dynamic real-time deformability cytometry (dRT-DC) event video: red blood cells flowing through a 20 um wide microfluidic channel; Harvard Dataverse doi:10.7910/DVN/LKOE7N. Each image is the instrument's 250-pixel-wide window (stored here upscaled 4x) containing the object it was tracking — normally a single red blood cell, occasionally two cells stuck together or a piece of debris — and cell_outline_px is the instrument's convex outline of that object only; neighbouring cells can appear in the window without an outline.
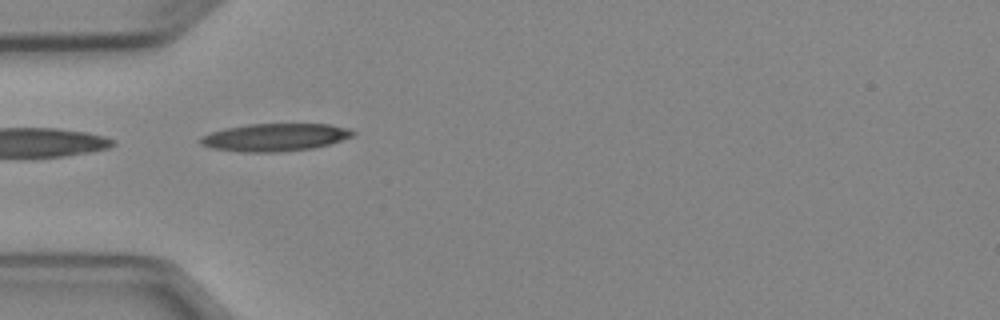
{"species": "Egyptian fruit bat (a non-hibernating species)", "species_latin": "Rousettus aegyptiacus", "temperature_condition": "cold", "stored_images_in_passage": 6, "camera_frame_rate_fps": 3000, "um_per_image_px": 0.085, "animal": {"sex": "female"}, "frame": {"image": 1, "passage_image": 5, "time_ms": 4.667, "image_size_px": [1000, 320], "cell_outline_px": [[356, 132], [352, 136], [328, 144], [312, 148], [280, 152], [240, 152], [212, 148], [200, 144], [200, 136], [224, 128], [248, 124], [332, 124], [348, 128]], "centroid_in_image_um": [23.35, 11.67], "position_along_channel_um": 61.7, "area_um2": 24.57}}